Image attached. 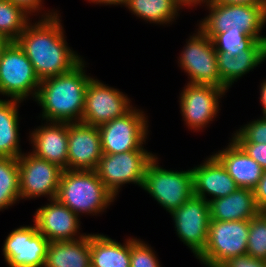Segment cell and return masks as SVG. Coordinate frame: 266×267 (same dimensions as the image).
<instances>
[{
	"mask_svg": "<svg viewBox=\"0 0 266 267\" xmlns=\"http://www.w3.org/2000/svg\"><path fill=\"white\" fill-rule=\"evenodd\" d=\"M252 159L266 170V143H237Z\"/></svg>",
	"mask_w": 266,
	"mask_h": 267,
	"instance_id": "cell-33",
	"label": "cell"
},
{
	"mask_svg": "<svg viewBox=\"0 0 266 267\" xmlns=\"http://www.w3.org/2000/svg\"><path fill=\"white\" fill-rule=\"evenodd\" d=\"M15 41L32 63L39 80L71 71L83 58L68 46L59 13L47 11Z\"/></svg>",
	"mask_w": 266,
	"mask_h": 267,
	"instance_id": "cell-1",
	"label": "cell"
},
{
	"mask_svg": "<svg viewBox=\"0 0 266 267\" xmlns=\"http://www.w3.org/2000/svg\"><path fill=\"white\" fill-rule=\"evenodd\" d=\"M41 81L32 63L16 42H11L0 59V95L24 101L35 99Z\"/></svg>",
	"mask_w": 266,
	"mask_h": 267,
	"instance_id": "cell-7",
	"label": "cell"
},
{
	"mask_svg": "<svg viewBox=\"0 0 266 267\" xmlns=\"http://www.w3.org/2000/svg\"><path fill=\"white\" fill-rule=\"evenodd\" d=\"M155 157L147 150H134L118 154H103L95 169L99 179L117 197L125 184L143 186L145 170Z\"/></svg>",
	"mask_w": 266,
	"mask_h": 267,
	"instance_id": "cell-9",
	"label": "cell"
},
{
	"mask_svg": "<svg viewBox=\"0 0 266 267\" xmlns=\"http://www.w3.org/2000/svg\"><path fill=\"white\" fill-rule=\"evenodd\" d=\"M249 220H210L208 239L197 257L206 267H221L230 258L247 254Z\"/></svg>",
	"mask_w": 266,
	"mask_h": 267,
	"instance_id": "cell-6",
	"label": "cell"
},
{
	"mask_svg": "<svg viewBox=\"0 0 266 267\" xmlns=\"http://www.w3.org/2000/svg\"><path fill=\"white\" fill-rule=\"evenodd\" d=\"M36 209L34 223L38 232L49 242L81 239L87 234H80V218L57 199ZM79 218V219H78ZM76 237V238H75Z\"/></svg>",
	"mask_w": 266,
	"mask_h": 267,
	"instance_id": "cell-16",
	"label": "cell"
},
{
	"mask_svg": "<svg viewBox=\"0 0 266 267\" xmlns=\"http://www.w3.org/2000/svg\"><path fill=\"white\" fill-rule=\"evenodd\" d=\"M13 4L23 8L28 14L33 15L32 13L41 12L43 0H10Z\"/></svg>",
	"mask_w": 266,
	"mask_h": 267,
	"instance_id": "cell-36",
	"label": "cell"
},
{
	"mask_svg": "<svg viewBox=\"0 0 266 267\" xmlns=\"http://www.w3.org/2000/svg\"><path fill=\"white\" fill-rule=\"evenodd\" d=\"M15 99H0V157L18 158L19 137V103Z\"/></svg>",
	"mask_w": 266,
	"mask_h": 267,
	"instance_id": "cell-25",
	"label": "cell"
},
{
	"mask_svg": "<svg viewBox=\"0 0 266 267\" xmlns=\"http://www.w3.org/2000/svg\"><path fill=\"white\" fill-rule=\"evenodd\" d=\"M255 202L260 211H266V170L254 189Z\"/></svg>",
	"mask_w": 266,
	"mask_h": 267,
	"instance_id": "cell-35",
	"label": "cell"
},
{
	"mask_svg": "<svg viewBox=\"0 0 266 267\" xmlns=\"http://www.w3.org/2000/svg\"><path fill=\"white\" fill-rule=\"evenodd\" d=\"M260 101L262 105V115L266 116V79L260 85Z\"/></svg>",
	"mask_w": 266,
	"mask_h": 267,
	"instance_id": "cell-38",
	"label": "cell"
},
{
	"mask_svg": "<svg viewBox=\"0 0 266 267\" xmlns=\"http://www.w3.org/2000/svg\"><path fill=\"white\" fill-rule=\"evenodd\" d=\"M115 197L95 170H63L56 195L59 202L78 216L104 212Z\"/></svg>",
	"mask_w": 266,
	"mask_h": 267,
	"instance_id": "cell-3",
	"label": "cell"
},
{
	"mask_svg": "<svg viewBox=\"0 0 266 267\" xmlns=\"http://www.w3.org/2000/svg\"><path fill=\"white\" fill-rule=\"evenodd\" d=\"M221 267H266V261L256 259L246 254L230 258Z\"/></svg>",
	"mask_w": 266,
	"mask_h": 267,
	"instance_id": "cell-34",
	"label": "cell"
},
{
	"mask_svg": "<svg viewBox=\"0 0 266 267\" xmlns=\"http://www.w3.org/2000/svg\"><path fill=\"white\" fill-rule=\"evenodd\" d=\"M30 134L32 154L67 170L68 122H46Z\"/></svg>",
	"mask_w": 266,
	"mask_h": 267,
	"instance_id": "cell-18",
	"label": "cell"
},
{
	"mask_svg": "<svg viewBox=\"0 0 266 267\" xmlns=\"http://www.w3.org/2000/svg\"><path fill=\"white\" fill-rule=\"evenodd\" d=\"M232 139L236 143H266V116L241 126Z\"/></svg>",
	"mask_w": 266,
	"mask_h": 267,
	"instance_id": "cell-32",
	"label": "cell"
},
{
	"mask_svg": "<svg viewBox=\"0 0 266 267\" xmlns=\"http://www.w3.org/2000/svg\"><path fill=\"white\" fill-rule=\"evenodd\" d=\"M49 241L32 226H20L8 234L2 251L9 267H44Z\"/></svg>",
	"mask_w": 266,
	"mask_h": 267,
	"instance_id": "cell-15",
	"label": "cell"
},
{
	"mask_svg": "<svg viewBox=\"0 0 266 267\" xmlns=\"http://www.w3.org/2000/svg\"><path fill=\"white\" fill-rule=\"evenodd\" d=\"M180 93V109L184 124L189 129L200 131L216 118L220 110L219 98L228 90L207 84L187 83Z\"/></svg>",
	"mask_w": 266,
	"mask_h": 267,
	"instance_id": "cell-14",
	"label": "cell"
},
{
	"mask_svg": "<svg viewBox=\"0 0 266 267\" xmlns=\"http://www.w3.org/2000/svg\"><path fill=\"white\" fill-rule=\"evenodd\" d=\"M20 198L18 158L0 157V211Z\"/></svg>",
	"mask_w": 266,
	"mask_h": 267,
	"instance_id": "cell-27",
	"label": "cell"
},
{
	"mask_svg": "<svg viewBox=\"0 0 266 267\" xmlns=\"http://www.w3.org/2000/svg\"><path fill=\"white\" fill-rule=\"evenodd\" d=\"M223 150L213 155L222 163L238 188L254 190L264 169L252 159L233 139Z\"/></svg>",
	"mask_w": 266,
	"mask_h": 267,
	"instance_id": "cell-20",
	"label": "cell"
},
{
	"mask_svg": "<svg viewBox=\"0 0 266 267\" xmlns=\"http://www.w3.org/2000/svg\"><path fill=\"white\" fill-rule=\"evenodd\" d=\"M223 4H249V5H266V0H213Z\"/></svg>",
	"mask_w": 266,
	"mask_h": 267,
	"instance_id": "cell-37",
	"label": "cell"
},
{
	"mask_svg": "<svg viewBox=\"0 0 266 267\" xmlns=\"http://www.w3.org/2000/svg\"><path fill=\"white\" fill-rule=\"evenodd\" d=\"M247 255L266 261V211L249 220Z\"/></svg>",
	"mask_w": 266,
	"mask_h": 267,
	"instance_id": "cell-30",
	"label": "cell"
},
{
	"mask_svg": "<svg viewBox=\"0 0 266 267\" xmlns=\"http://www.w3.org/2000/svg\"><path fill=\"white\" fill-rule=\"evenodd\" d=\"M132 107L131 100L122 91L92 78L86 88L81 122L99 127L124 115Z\"/></svg>",
	"mask_w": 266,
	"mask_h": 267,
	"instance_id": "cell-12",
	"label": "cell"
},
{
	"mask_svg": "<svg viewBox=\"0 0 266 267\" xmlns=\"http://www.w3.org/2000/svg\"><path fill=\"white\" fill-rule=\"evenodd\" d=\"M149 244L137 238H130V267H161L156 252Z\"/></svg>",
	"mask_w": 266,
	"mask_h": 267,
	"instance_id": "cell-31",
	"label": "cell"
},
{
	"mask_svg": "<svg viewBox=\"0 0 266 267\" xmlns=\"http://www.w3.org/2000/svg\"><path fill=\"white\" fill-rule=\"evenodd\" d=\"M221 83L229 89L233 83L266 60V50H239L238 55L216 52Z\"/></svg>",
	"mask_w": 266,
	"mask_h": 267,
	"instance_id": "cell-23",
	"label": "cell"
},
{
	"mask_svg": "<svg viewBox=\"0 0 266 267\" xmlns=\"http://www.w3.org/2000/svg\"><path fill=\"white\" fill-rule=\"evenodd\" d=\"M90 3L102 4V5H125L127 0H88Z\"/></svg>",
	"mask_w": 266,
	"mask_h": 267,
	"instance_id": "cell-39",
	"label": "cell"
},
{
	"mask_svg": "<svg viewBox=\"0 0 266 267\" xmlns=\"http://www.w3.org/2000/svg\"><path fill=\"white\" fill-rule=\"evenodd\" d=\"M178 2V4L181 7H189L191 8V6L196 7L197 5H201V3L203 4L205 2V0H176Z\"/></svg>",
	"mask_w": 266,
	"mask_h": 267,
	"instance_id": "cell-40",
	"label": "cell"
},
{
	"mask_svg": "<svg viewBox=\"0 0 266 267\" xmlns=\"http://www.w3.org/2000/svg\"><path fill=\"white\" fill-rule=\"evenodd\" d=\"M211 40L216 52H229L230 56L238 55L239 50H266V41H256L243 31L230 28L227 32L215 34Z\"/></svg>",
	"mask_w": 266,
	"mask_h": 267,
	"instance_id": "cell-29",
	"label": "cell"
},
{
	"mask_svg": "<svg viewBox=\"0 0 266 267\" xmlns=\"http://www.w3.org/2000/svg\"><path fill=\"white\" fill-rule=\"evenodd\" d=\"M103 154L98 127L68 123L67 170H95Z\"/></svg>",
	"mask_w": 266,
	"mask_h": 267,
	"instance_id": "cell-17",
	"label": "cell"
},
{
	"mask_svg": "<svg viewBox=\"0 0 266 267\" xmlns=\"http://www.w3.org/2000/svg\"><path fill=\"white\" fill-rule=\"evenodd\" d=\"M124 6L144 21L159 25L174 22L182 8L176 0H127Z\"/></svg>",
	"mask_w": 266,
	"mask_h": 267,
	"instance_id": "cell-26",
	"label": "cell"
},
{
	"mask_svg": "<svg viewBox=\"0 0 266 267\" xmlns=\"http://www.w3.org/2000/svg\"><path fill=\"white\" fill-rule=\"evenodd\" d=\"M197 30L187 40L178 59L181 69L188 74V83L214 85L228 90L219 77L212 40L199 28Z\"/></svg>",
	"mask_w": 266,
	"mask_h": 267,
	"instance_id": "cell-10",
	"label": "cell"
},
{
	"mask_svg": "<svg viewBox=\"0 0 266 267\" xmlns=\"http://www.w3.org/2000/svg\"><path fill=\"white\" fill-rule=\"evenodd\" d=\"M191 170L193 174V195L208 202L226 197L238 188L234 179L214 155L209 156L203 163L193 167V169L191 168ZM206 195H211V199L207 198Z\"/></svg>",
	"mask_w": 266,
	"mask_h": 267,
	"instance_id": "cell-19",
	"label": "cell"
},
{
	"mask_svg": "<svg viewBox=\"0 0 266 267\" xmlns=\"http://www.w3.org/2000/svg\"><path fill=\"white\" fill-rule=\"evenodd\" d=\"M142 189L171 213L193 195L192 170H167L159 166L158 157L155 155L145 170Z\"/></svg>",
	"mask_w": 266,
	"mask_h": 267,
	"instance_id": "cell-5",
	"label": "cell"
},
{
	"mask_svg": "<svg viewBox=\"0 0 266 267\" xmlns=\"http://www.w3.org/2000/svg\"><path fill=\"white\" fill-rule=\"evenodd\" d=\"M209 14L200 20L198 27L210 39L217 33H224L230 28L243 31L256 41H266L260 35L266 24V5L223 4L205 0Z\"/></svg>",
	"mask_w": 266,
	"mask_h": 267,
	"instance_id": "cell-4",
	"label": "cell"
},
{
	"mask_svg": "<svg viewBox=\"0 0 266 267\" xmlns=\"http://www.w3.org/2000/svg\"><path fill=\"white\" fill-rule=\"evenodd\" d=\"M18 168L21 199L40 196H47L48 200L56 199L62 168L30 152L18 157Z\"/></svg>",
	"mask_w": 266,
	"mask_h": 267,
	"instance_id": "cell-13",
	"label": "cell"
},
{
	"mask_svg": "<svg viewBox=\"0 0 266 267\" xmlns=\"http://www.w3.org/2000/svg\"><path fill=\"white\" fill-rule=\"evenodd\" d=\"M84 59L71 71L41 81L35 101L46 122H81L86 88L92 79L84 70Z\"/></svg>",
	"mask_w": 266,
	"mask_h": 267,
	"instance_id": "cell-2",
	"label": "cell"
},
{
	"mask_svg": "<svg viewBox=\"0 0 266 267\" xmlns=\"http://www.w3.org/2000/svg\"><path fill=\"white\" fill-rule=\"evenodd\" d=\"M44 267H91L90 234L81 239L50 242Z\"/></svg>",
	"mask_w": 266,
	"mask_h": 267,
	"instance_id": "cell-22",
	"label": "cell"
},
{
	"mask_svg": "<svg viewBox=\"0 0 266 267\" xmlns=\"http://www.w3.org/2000/svg\"><path fill=\"white\" fill-rule=\"evenodd\" d=\"M209 206L210 220L217 221L251 220L260 212L254 190L247 188H237L226 197L210 200Z\"/></svg>",
	"mask_w": 266,
	"mask_h": 267,
	"instance_id": "cell-21",
	"label": "cell"
},
{
	"mask_svg": "<svg viewBox=\"0 0 266 267\" xmlns=\"http://www.w3.org/2000/svg\"><path fill=\"white\" fill-rule=\"evenodd\" d=\"M11 43L3 34H0V59L4 49Z\"/></svg>",
	"mask_w": 266,
	"mask_h": 267,
	"instance_id": "cell-41",
	"label": "cell"
},
{
	"mask_svg": "<svg viewBox=\"0 0 266 267\" xmlns=\"http://www.w3.org/2000/svg\"><path fill=\"white\" fill-rule=\"evenodd\" d=\"M30 14L10 0H0V34L15 42L30 23Z\"/></svg>",
	"mask_w": 266,
	"mask_h": 267,
	"instance_id": "cell-28",
	"label": "cell"
},
{
	"mask_svg": "<svg viewBox=\"0 0 266 267\" xmlns=\"http://www.w3.org/2000/svg\"><path fill=\"white\" fill-rule=\"evenodd\" d=\"M148 116L143 110L132 107L124 115L98 127L104 154H118L146 150Z\"/></svg>",
	"mask_w": 266,
	"mask_h": 267,
	"instance_id": "cell-8",
	"label": "cell"
},
{
	"mask_svg": "<svg viewBox=\"0 0 266 267\" xmlns=\"http://www.w3.org/2000/svg\"><path fill=\"white\" fill-rule=\"evenodd\" d=\"M92 267H130V238L121 244L103 234H90Z\"/></svg>",
	"mask_w": 266,
	"mask_h": 267,
	"instance_id": "cell-24",
	"label": "cell"
},
{
	"mask_svg": "<svg viewBox=\"0 0 266 267\" xmlns=\"http://www.w3.org/2000/svg\"><path fill=\"white\" fill-rule=\"evenodd\" d=\"M179 239L197 258L204 250L209 231L210 206L201 197L192 195L183 205L170 213Z\"/></svg>",
	"mask_w": 266,
	"mask_h": 267,
	"instance_id": "cell-11",
	"label": "cell"
}]
</instances>
